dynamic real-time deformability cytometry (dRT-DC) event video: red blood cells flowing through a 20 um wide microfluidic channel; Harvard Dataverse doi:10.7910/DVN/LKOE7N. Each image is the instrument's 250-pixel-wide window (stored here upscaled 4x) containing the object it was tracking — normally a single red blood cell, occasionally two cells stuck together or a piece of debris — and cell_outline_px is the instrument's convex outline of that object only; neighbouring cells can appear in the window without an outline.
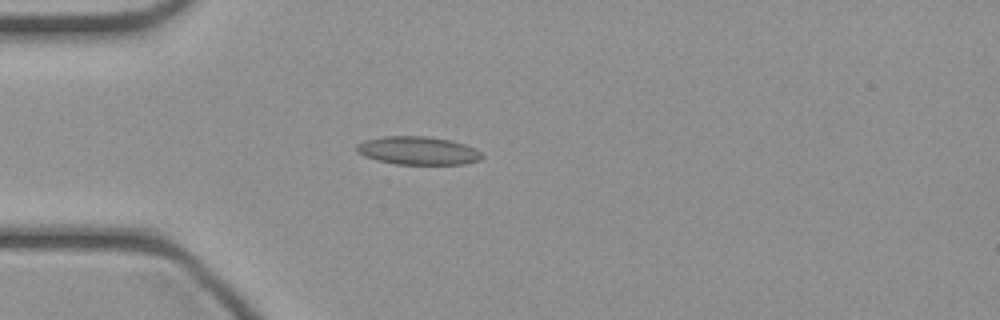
{"species": "common noctule bat (a hibernating species)", "species_latin": "Nyctalus noctula", "temperature_condition": "cold", "stored_images_in_passage": 41, "camera_frame_rate_fps": 3000, "um_per_image_px": 0.085, "animal": {"sex": "female", "body_mass_g": 21.9}, "frame": {"image": 1, "passage_image": 8, "time_ms": 2.333, "image_size_px": [1000, 320], "cell_outline_px": [[484, 156], [480, 160], [464, 164], [396, 164], [376, 160], [364, 156], [356, 152], [356, 144], [364, 140], [384, 136], [428, 136], [452, 140], [476, 148]], "centroid_in_image_um": [35.52, 12.8], "position_along_channel_um": 49.5, "area_um2": 20.81}}
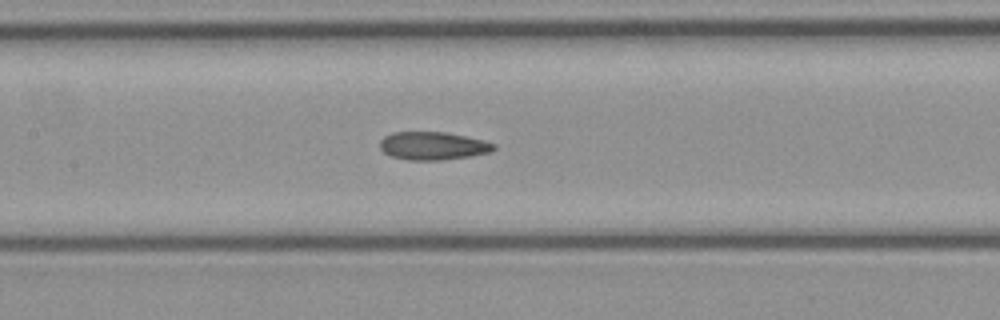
{"frame": {"image": 2, "passage_image": 17, "time_ms": 5.333, "image_size_px": [1000, 320], "cell_outline_px": [[496, 148], [492, 152], [444, 160], [408, 160], [392, 156], [384, 152], [380, 148], [380, 140], [384, 136], [392, 132], [444, 132], [484, 140], [496, 144]], "centroid_in_image_um": [36.8, 12.39], "position_along_channel_um": 170.6, "area_um2": 18.61}}
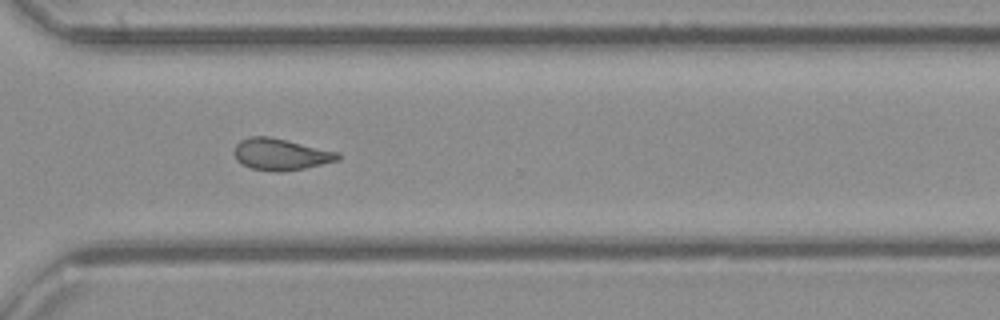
{"frame": {"image": 3, "passage_image": 29, "time_ms": 9.333, "image_size_px": [1000, 320], "cell_outline_px": [[340, 160], [304, 168], [280, 172], [252, 168], [236, 160], [236, 144], [240, 140], [248, 136], [268, 136], [340, 152]], "centroid_in_image_um": [23.9, 13.11], "position_along_channel_um": 346.7, "area_um2": 18.84}}